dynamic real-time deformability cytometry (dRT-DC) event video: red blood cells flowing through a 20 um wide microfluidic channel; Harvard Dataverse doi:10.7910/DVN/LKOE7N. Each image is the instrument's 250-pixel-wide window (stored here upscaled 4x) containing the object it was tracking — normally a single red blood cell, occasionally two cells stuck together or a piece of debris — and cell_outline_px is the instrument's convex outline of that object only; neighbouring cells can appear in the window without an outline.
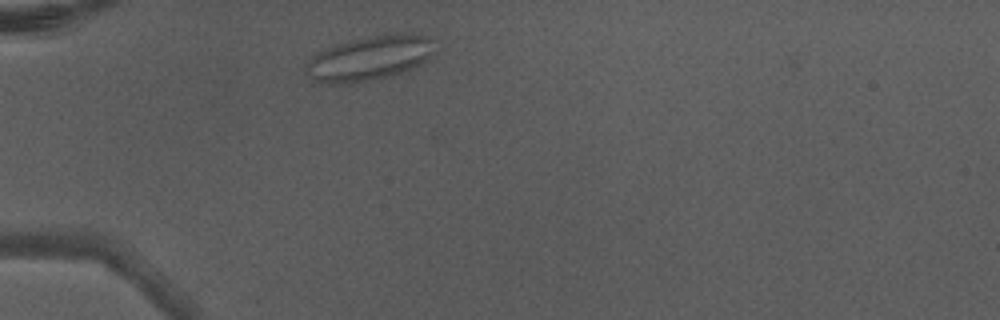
{"species": "Egyptian fruit bat (a non-hibernating species)", "species_latin": "Rousettus aegyptiacus", "temperature_condition": "warm", "stored_images_in_passage": 1, "camera_frame_rate_fps": 3000, "um_per_image_px": 0.085, "animal": {"sex": "male"}, "frame": {"image": 1, "passage_image": 1, "time_ms": 0.0, "image_size_px": [1000, 320], "cell_outline_px": [[432, 56], [428, 60], [412, 68], [392, 76], [376, 80], [344, 84], [328, 84], [312, 80], [304, 72], [304, 68], [312, 56], [324, 48], [348, 40], [392, 32], [408, 32], [424, 36], [432, 40]], "centroid_in_image_um": [31.37, 4.95], "position_along_channel_um": 53.6, "area_um2": 34.04}}